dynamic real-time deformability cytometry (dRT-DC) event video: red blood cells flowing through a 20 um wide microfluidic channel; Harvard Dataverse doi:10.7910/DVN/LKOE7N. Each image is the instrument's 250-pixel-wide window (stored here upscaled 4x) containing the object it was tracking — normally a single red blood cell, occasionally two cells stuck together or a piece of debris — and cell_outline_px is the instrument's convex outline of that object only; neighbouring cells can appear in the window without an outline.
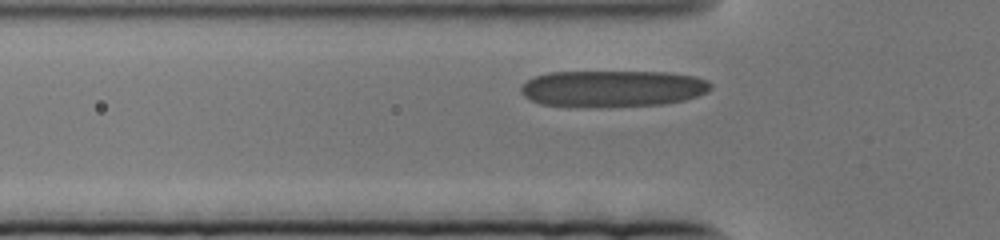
{"species": "human", "species_latin": "Homo sapiens", "temperature_condition": "cold", "stored_images_in_passage": 48, "camera_frame_rate_fps": 3000, "um_per_image_px": 0.085, "donor": {"sex": "female"}, "frame": {"image": 1, "passage_image": 8, "time_ms": 2.333, "image_size_px": [1000, 240], "cell_outline_px": [[712, 88], [708, 92], [684, 100], [664, 104], [600, 108], [568, 108], [540, 104], [524, 96], [520, 92], [520, 88], [528, 80], [536, 76], [548, 72], [668, 72], [696, 76], [708, 80], [712, 84]], "centroid_in_image_um": [52.06, 7.55], "position_along_channel_um": 73.7, "area_um2": 41.38}}
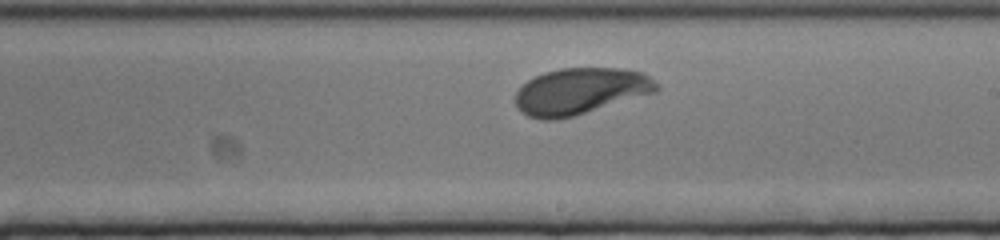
{"frame": {"image": 2, "passage_image": 29, "time_ms": 9.333, "image_size_px": [1000, 240], "cell_outline_px": [[660, 88], [656, 92], [572, 116], [556, 120], [540, 120], [528, 116], [520, 112], [516, 104], [516, 92], [528, 80], [544, 72], [560, 68], [620, 68], [644, 72]], "centroid_in_image_um": [49.31, 7.75], "position_along_channel_um": 239.7, "area_um2": 37.97}}
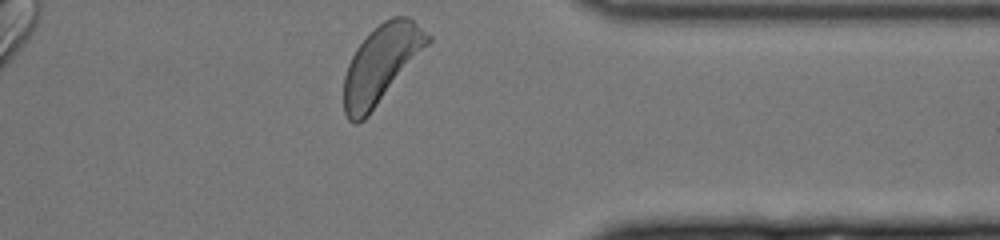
{"frame": {"image": 3, "passage_image": 48, "time_ms": 15.667, "image_size_px": [1000, 240], "cell_outline_px": [[432, 40], [368, 116], [364, 120], [356, 124], [352, 124], [348, 120], [344, 112], [344, 76], [348, 64], [356, 48], [384, 20], [392, 16], [408, 16], [432, 36]], "centroid_in_image_um": [32.39, 5.47], "position_along_channel_um": 379.0, "area_um2": 37.45}}